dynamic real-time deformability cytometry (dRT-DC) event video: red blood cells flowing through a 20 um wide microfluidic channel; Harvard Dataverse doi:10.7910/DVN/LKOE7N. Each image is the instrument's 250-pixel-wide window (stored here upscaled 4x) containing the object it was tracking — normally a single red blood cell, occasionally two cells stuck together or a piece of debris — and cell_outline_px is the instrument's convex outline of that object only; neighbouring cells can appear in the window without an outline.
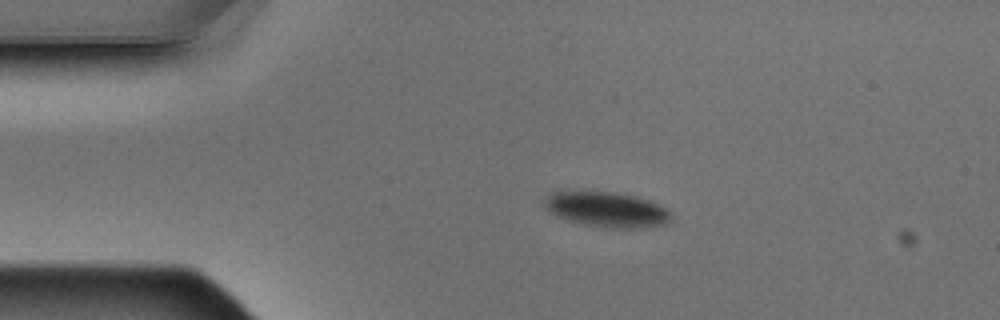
{"species": "Egyptian fruit bat (a non-hibernating species)", "species_latin": "Rousettus aegyptiacus", "temperature_condition": "warm", "stored_images_in_passage": 5, "camera_frame_rate_fps": 3000, "um_per_image_px": 0.085, "animal": {"sex": "male"}, "frame": {"image": 1, "passage_image": 3, "time_ms": 0.667, "image_size_px": [1000, 320], "cell_outline_px": [[672, 216], [668, 224], [648, 228], [612, 228], [584, 224], [568, 220], [556, 216], [544, 204], [544, 200], [548, 196], [556, 192], [612, 192], [632, 196], [648, 200], [660, 204]], "centroid_in_image_um": [51.64, 17.83], "position_along_channel_um": 33.4, "area_um2": 25.55}}
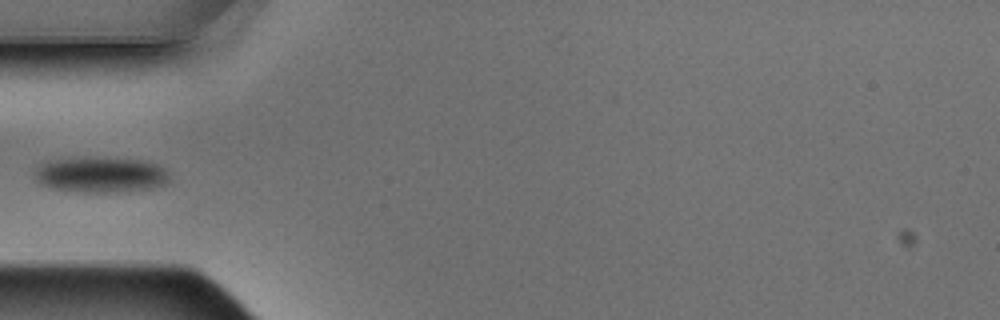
{"frame": {"image": 2, "passage_image": 5, "time_ms": 1.333, "image_size_px": [1000, 320], "cell_outline_px": [[168, 184], [152, 188], [128, 192], [80, 192], [52, 188], [40, 184], [32, 176], [32, 172], [40, 164], [48, 160], [144, 160], [156, 164], [164, 168], [168, 172]], "centroid_in_image_um": [8.56, 14.91], "position_along_channel_um": 76.4, "area_um2": 27.4}}